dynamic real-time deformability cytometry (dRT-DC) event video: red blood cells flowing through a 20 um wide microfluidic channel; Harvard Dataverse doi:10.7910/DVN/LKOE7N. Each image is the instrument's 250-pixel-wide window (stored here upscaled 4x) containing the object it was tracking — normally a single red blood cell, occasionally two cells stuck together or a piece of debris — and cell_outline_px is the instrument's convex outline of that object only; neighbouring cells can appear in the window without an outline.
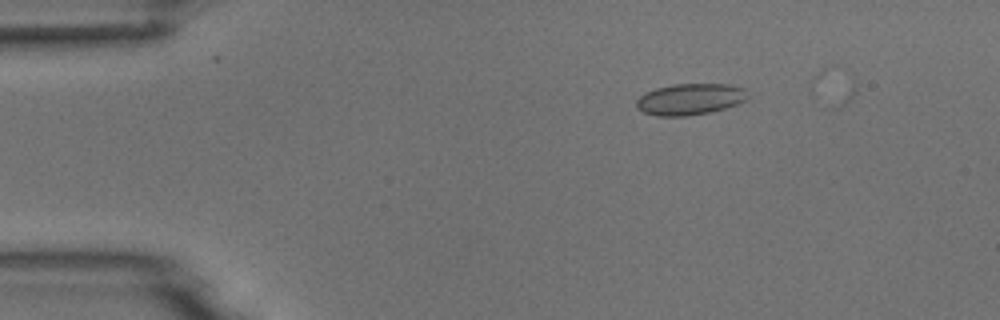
{"species": "common noctule bat (a hibernating species)", "species_latin": "Nyctalus noctula", "temperature_condition": "room temperature", "stored_images_in_passage": 4, "camera_frame_rate_fps": 3000, "um_per_image_px": 0.085, "animal": {"sex": "male", "body_mass_g": 18.8}, "frame": {"image": 1, "passage_image": 3, "time_ms": 2.333, "image_size_px": [1000, 320], "cell_outline_px": [[748, 100], [724, 108], [708, 112], [688, 116], [656, 116], [644, 112], [636, 108], [636, 100], [644, 92], [656, 88], [672, 84], [728, 84], [744, 88], [748, 96]], "centroid_in_image_um": [58.63, 8.43], "position_along_channel_um": 26.4, "area_um2": 20.4}}